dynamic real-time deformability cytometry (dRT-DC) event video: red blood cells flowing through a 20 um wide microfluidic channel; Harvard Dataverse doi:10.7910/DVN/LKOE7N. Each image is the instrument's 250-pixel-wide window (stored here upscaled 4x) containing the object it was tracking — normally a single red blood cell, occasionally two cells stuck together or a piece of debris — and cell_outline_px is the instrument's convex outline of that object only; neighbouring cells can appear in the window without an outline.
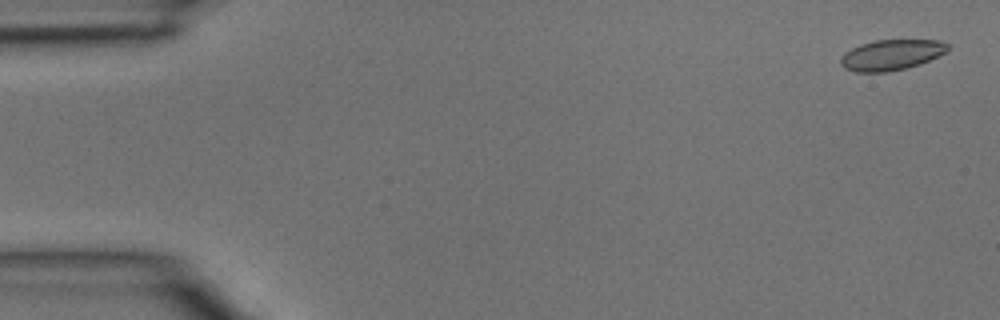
{"species": "common noctule bat (a hibernating species)", "species_latin": "Nyctalus noctula", "temperature_condition": "room temperature", "stored_images_in_passage": 4, "camera_frame_rate_fps": 3000, "um_per_image_px": 0.085, "animal": {"sex": "male", "body_mass_g": 15.6}, "frame": {"image": 1, "passage_image": 1, "time_ms": 0.0, "image_size_px": [1000, 320], "cell_outline_px": [[948, 48], [944, 52], [920, 64], [888, 72], [856, 72], [844, 68], [840, 64], [840, 60], [844, 52], [860, 44], [876, 40], [940, 40], [948, 44]], "centroid_in_image_um": [75.71, 4.66], "position_along_channel_um": 9.3, "area_um2": 18.9}}
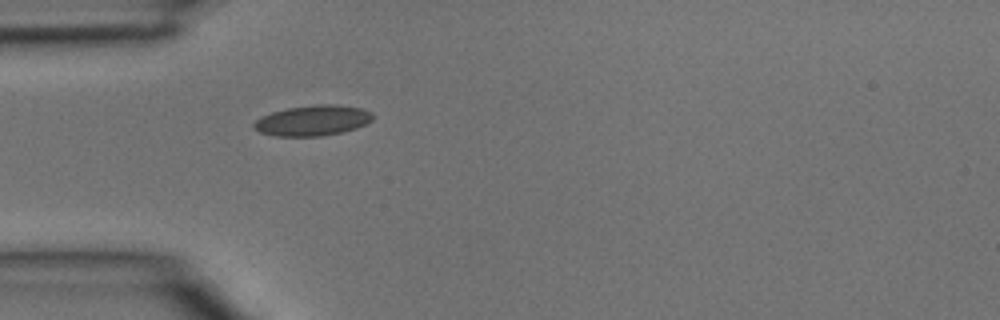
{"frame": {"image": 2, "passage_image": 4, "time_ms": 1.0, "image_size_px": [1000, 320], "cell_outline_px": [[376, 116], [372, 120], [356, 128], [344, 132], [320, 136], [276, 136], [260, 132], [252, 128], [252, 124], [260, 116], [272, 112], [288, 108], [320, 104], [336, 104], [360, 108], [372, 112]], "centroid_in_image_um": [26.58, 10.24], "position_along_channel_um": 58.4, "area_um2": 21.21}}